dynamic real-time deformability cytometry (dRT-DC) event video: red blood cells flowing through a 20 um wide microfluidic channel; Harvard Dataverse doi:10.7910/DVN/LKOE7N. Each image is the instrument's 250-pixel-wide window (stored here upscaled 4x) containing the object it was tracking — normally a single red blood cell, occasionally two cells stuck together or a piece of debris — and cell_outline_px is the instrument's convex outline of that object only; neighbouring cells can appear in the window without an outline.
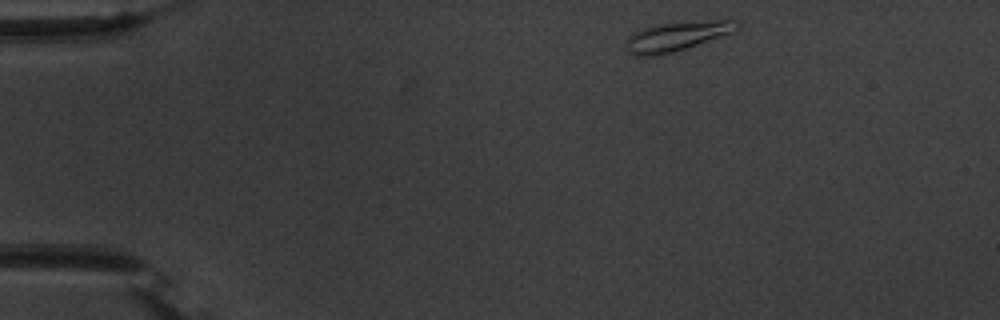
{"species": "common noctule bat (a hibernating species)", "species_latin": "Nyctalus noctula", "temperature_condition": "warm", "stored_images_in_passage": 47, "camera_frame_rate_fps": 3000, "um_per_image_px": 0.085, "animal": {"sex": "male", "body_mass_g": 20.1, "forearm_length_mm": 53.5}, "frame": {"image": 1, "passage_image": 1, "time_ms": 0.0, "image_size_px": [1000, 320], "cell_outline_px": [[740, 28], [732, 32], [672, 52], [656, 56], [636, 56], [628, 52], [624, 48], [628, 36], [632, 32], [640, 28], [656, 24], [720, 20], [732, 20], [740, 24]], "centroid_in_image_um": [57.42, 3.09], "position_along_channel_um": 27.6, "area_um2": 18.73}}
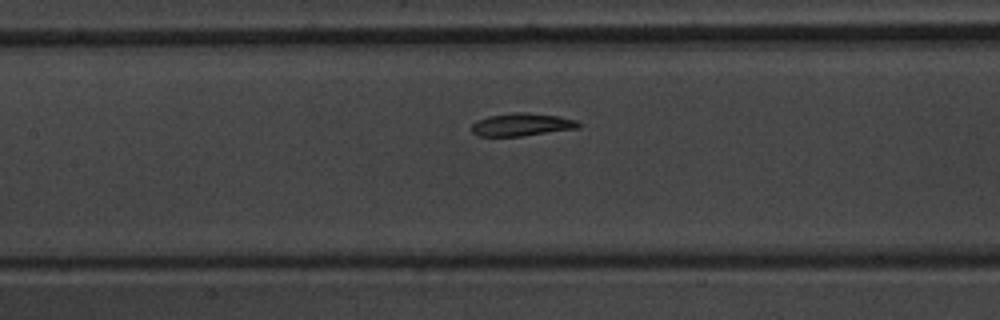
{"frame": {"image": 2, "passage_image": 18, "time_ms": 5.667, "image_size_px": [1000, 320], "cell_outline_px": [[580, 128], [520, 136], [480, 136], [472, 132], [472, 124], [476, 120], [488, 116], [512, 112], [520, 112], [560, 116], [576, 120], [580, 124]], "centroid_in_image_um": [44.34, 10.58], "position_along_channel_um": 163.1, "area_um2": 14.16}}
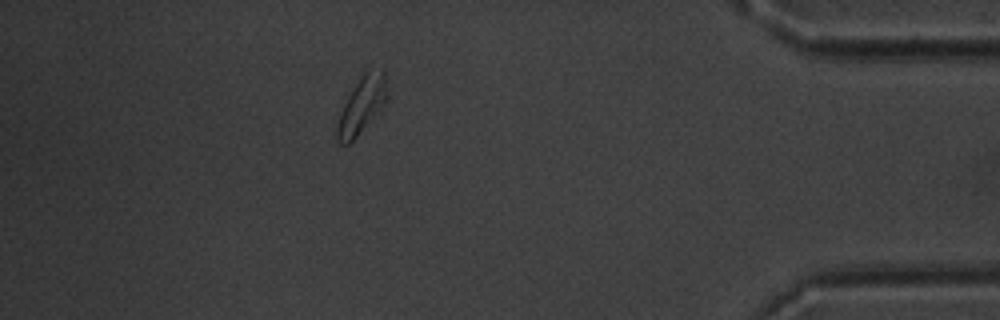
{"frame": {"image": 3, "passage_image": 41, "time_ms": 13.333, "image_size_px": [1000, 320], "cell_outline_px": [[388, 96], [384, 104], [356, 136], [348, 144], [340, 144], [336, 140], [336, 128], [340, 112], [352, 88], [364, 72], [384, 72], [388, 92]], "centroid_in_image_um": [30.72, 8.98], "position_along_channel_um": 404.5, "area_um2": 15.84}, "authors_computed_cell_mechanics": {"area_um2": 14.9702, "velocity_mm_per_s": 3.6822, "shape_relaxation_time_tau1_ms": 4.6777, "shape_relaxation_time_tau2_ms": 2.076, "deformation_change_tau1": 0.1391, "deformation_change_tau2": 0.0818}}